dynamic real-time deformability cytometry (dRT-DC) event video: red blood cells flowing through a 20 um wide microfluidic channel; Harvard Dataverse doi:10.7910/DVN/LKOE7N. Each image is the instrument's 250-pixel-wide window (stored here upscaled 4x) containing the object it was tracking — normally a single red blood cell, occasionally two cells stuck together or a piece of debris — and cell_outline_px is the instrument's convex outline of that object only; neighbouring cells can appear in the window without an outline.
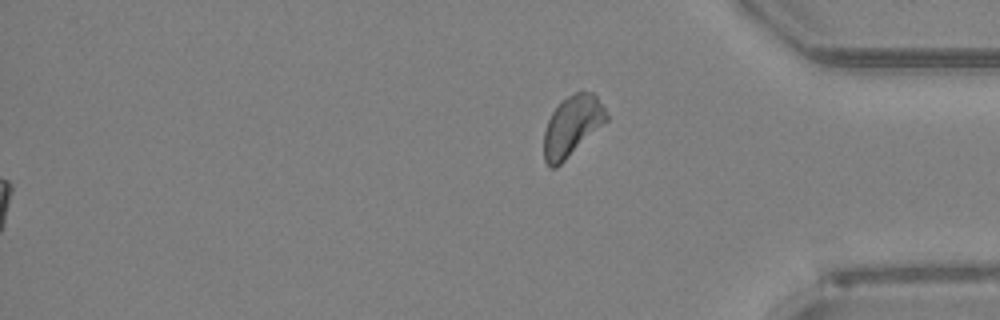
{"species": "Egyptian fruit bat (a non-hibernating species)", "species_latin": "Rousettus aegyptiacus", "temperature_condition": "room temperature", "stored_images_in_passage": 37, "segment_of_instrument_passage": [2, 2], "camera_frame_rate_fps": 3000, "um_per_image_px": 0.085, "animal": {"sex": "female"}, "frame": {"image": 1, "passage_image": 37, "time_ms": 12.0, "image_size_px": [1000, 320], "cell_outline_px": [[608, 120], [556, 168], [548, 168], [544, 160], [544, 132], [548, 120], [552, 112], [568, 96], [576, 92], [592, 92], [596, 96], [604, 108], [608, 116]], "centroid_in_image_um": [48.61, 10.74], "position_along_channel_um": 386.6, "area_um2": 21.62}}